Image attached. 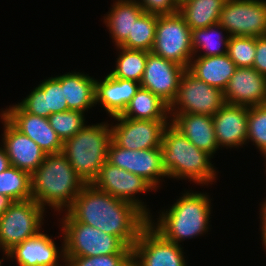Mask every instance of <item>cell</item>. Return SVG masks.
Returning <instances> with one entry per match:
<instances>
[{
    "instance_id": "cell-1",
    "label": "cell",
    "mask_w": 266,
    "mask_h": 266,
    "mask_svg": "<svg viewBox=\"0 0 266 266\" xmlns=\"http://www.w3.org/2000/svg\"><path fill=\"white\" fill-rule=\"evenodd\" d=\"M66 212L76 222L117 236L131 248L148 224V217L135 205L97 189L92 183L83 186Z\"/></svg>"
},
{
    "instance_id": "cell-2",
    "label": "cell",
    "mask_w": 266,
    "mask_h": 266,
    "mask_svg": "<svg viewBox=\"0 0 266 266\" xmlns=\"http://www.w3.org/2000/svg\"><path fill=\"white\" fill-rule=\"evenodd\" d=\"M184 192L168 209L160 210L156 215L158 218L154 219L153 215L148 218V224L155 231L178 245L187 239L206 235L212 226L209 223L213 212L209 193L191 189Z\"/></svg>"
},
{
    "instance_id": "cell-3",
    "label": "cell",
    "mask_w": 266,
    "mask_h": 266,
    "mask_svg": "<svg viewBox=\"0 0 266 266\" xmlns=\"http://www.w3.org/2000/svg\"><path fill=\"white\" fill-rule=\"evenodd\" d=\"M85 184L62 153L46 154L31 174L32 199L45 210L49 207L62 215L72 206Z\"/></svg>"
},
{
    "instance_id": "cell-4",
    "label": "cell",
    "mask_w": 266,
    "mask_h": 266,
    "mask_svg": "<svg viewBox=\"0 0 266 266\" xmlns=\"http://www.w3.org/2000/svg\"><path fill=\"white\" fill-rule=\"evenodd\" d=\"M161 152L162 166L169 179L188 180L201 186L217 182L213 157L197 148L171 122L164 130Z\"/></svg>"
},
{
    "instance_id": "cell-5",
    "label": "cell",
    "mask_w": 266,
    "mask_h": 266,
    "mask_svg": "<svg viewBox=\"0 0 266 266\" xmlns=\"http://www.w3.org/2000/svg\"><path fill=\"white\" fill-rule=\"evenodd\" d=\"M112 141L110 123L85 125L73 137L63 142L62 154L86 183H91L107 161Z\"/></svg>"
},
{
    "instance_id": "cell-6",
    "label": "cell",
    "mask_w": 266,
    "mask_h": 266,
    "mask_svg": "<svg viewBox=\"0 0 266 266\" xmlns=\"http://www.w3.org/2000/svg\"><path fill=\"white\" fill-rule=\"evenodd\" d=\"M64 213L59 218V227L64 236L65 257L132 255V248L117 236L76 222L67 212Z\"/></svg>"
},
{
    "instance_id": "cell-7",
    "label": "cell",
    "mask_w": 266,
    "mask_h": 266,
    "mask_svg": "<svg viewBox=\"0 0 266 266\" xmlns=\"http://www.w3.org/2000/svg\"><path fill=\"white\" fill-rule=\"evenodd\" d=\"M46 212L33 199L13 202L0 217V250L3 254L44 230Z\"/></svg>"
},
{
    "instance_id": "cell-8",
    "label": "cell",
    "mask_w": 266,
    "mask_h": 266,
    "mask_svg": "<svg viewBox=\"0 0 266 266\" xmlns=\"http://www.w3.org/2000/svg\"><path fill=\"white\" fill-rule=\"evenodd\" d=\"M151 52L188 68L193 58L191 29L179 12L158 15Z\"/></svg>"
},
{
    "instance_id": "cell-9",
    "label": "cell",
    "mask_w": 266,
    "mask_h": 266,
    "mask_svg": "<svg viewBox=\"0 0 266 266\" xmlns=\"http://www.w3.org/2000/svg\"><path fill=\"white\" fill-rule=\"evenodd\" d=\"M225 103L222 90L199 80L186 69L177 95L169 106V117L171 120L178 113L213 116Z\"/></svg>"
},
{
    "instance_id": "cell-10",
    "label": "cell",
    "mask_w": 266,
    "mask_h": 266,
    "mask_svg": "<svg viewBox=\"0 0 266 266\" xmlns=\"http://www.w3.org/2000/svg\"><path fill=\"white\" fill-rule=\"evenodd\" d=\"M97 189L102 190L117 199L127 201L139 208L148 218L153 214L147 207L146 201L137 194L157 192L143 177L112 165L108 161L100 168L97 177L91 182ZM137 195V196H135Z\"/></svg>"
},
{
    "instance_id": "cell-11",
    "label": "cell",
    "mask_w": 266,
    "mask_h": 266,
    "mask_svg": "<svg viewBox=\"0 0 266 266\" xmlns=\"http://www.w3.org/2000/svg\"><path fill=\"white\" fill-rule=\"evenodd\" d=\"M219 24L230 37L266 36V0H226Z\"/></svg>"
},
{
    "instance_id": "cell-12",
    "label": "cell",
    "mask_w": 266,
    "mask_h": 266,
    "mask_svg": "<svg viewBox=\"0 0 266 266\" xmlns=\"http://www.w3.org/2000/svg\"><path fill=\"white\" fill-rule=\"evenodd\" d=\"M183 249L147 224L132 247V266H188Z\"/></svg>"
},
{
    "instance_id": "cell-13",
    "label": "cell",
    "mask_w": 266,
    "mask_h": 266,
    "mask_svg": "<svg viewBox=\"0 0 266 266\" xmlns=\"http://www.w3.org/2000/svg\"><path fill=\"white\" fill-rule=\"evenodd\" d=\"M112 119H114L110 123L112 141L121 148L131 150L161 148L164 130L170 122V120L131 119L121 115Z\"/></svg>"
},
{
    "instance_id": "cell-14",
    "label": "cell",
    "mask_w": 266,
    "mask_h": 266,
    "mask_svg": "<svg viewBox=\"0 0 266 266\" xmlns=\"http://www.w3.org/2000/svg\"><path fill=\"white\" fill-rule=\"evenodd\" d=\"M107 161L114 166L143 177L156 190L160 189L162 182L165 181L164 178H168L162 166L161 148L131 150L121 148L111 141Z\"/></svg>"
},
{
    "instance_id": "cell-15",
    "label": "cell",
    "mask_w": 266,
    "mask_h": 266,
    "mask_svg": "<svg viewBox=\"0 0 266 266\" xmlns=\"http://www.w3.org/2000/svg\"><path fill=\"white\" fill-rule=\"evenodd\" d=\"M61 234L62 237H57L62 243L57 247L56 237L53 240V236L40 231L11 249L7 253L9 261H15L18 266H65L64 236Z\"/></svg>"
},
{
    "instance_id": "cell-16",
    "label": "cell",
    "mask_w": 266,
    "mask_h": 266,
    "mask_svg": "<svg viewBox=\"0 0 266 266\" xmlns=\"http://www.w3.org/2000/svg\"><path fill=\"white\" fill-rule=\"evenodd\" d=\"M185 71V67L153 52H147L145 71L140 85L170 106L177 95L179 83Z\"/></svg>"
},
{
    "instance_id": "cell-17",
    "label": "cell",
    "mask_w": 266,
    "mask_h": 266,
    "mask_svg": "<svg viewBox=\"0 0 266 266\" xmlns=\"http://www.w3.org/2000/svg\"><path fill=\"white\" fill-rule=\"evenodd\" d=\"M1 114L21 133L31 138L46 154L62 152L63 142L48 118L25 112L18 104L1 108Z\"/></svg>"
},
{
    "instance_id": "cell-18",
    "label": "cell",
    "mask_w": 266,
    "mask_h": 266,
    "mask_svg": "<svg viewBox=\"0 0 266 266\" xmlns=\"http://www.w3.org/2000/svg\"><path fill=\"white\" fill-rule=\"evenodd\" d=\"M3 133L0 145L6 151L11 166L30 175L44 161L46 153L31 138L16 129L0 112Z\"/></svg>"
},
{
    "instance_id": "cell-19",
    "label": "cell",
    "mask_w": 266,
    "mask_h": 266,
    "mask_svg": "<svg viewBox=\"0 0 266 266\" xmlns=\"http://www.w3.org/2000/svg\"><path fill=\"white\" fill-rule=\"evenodd\" d=\"M226 103L241 106L266 104V77L253 67H237L223 91Z\"/></svg>"
},
{
    "instance_id": "cell-20",
    "label": "cell",
    "mask_w": 266,
    "mask_h": 266,
    "mask_svg": "<svg viewBox=\"0 0 266 266\" xmlns=\"http://www.w3.org/2000/svg\"><path fill=\"white\" fill-rule=\"evenodd\" d=\"M17 104L28 113L48 118L53 113L68 110L64 97V74L46 77Z\"/></svg>"
},
{
    "instance_id": "cell-21",
    "label": "cell",
    "mask_w": 266,
    "mask_h": 266,
    "mask_svg": "<svg viewBox=\"0 0 266 266\" xmlns=\"http://www.w3.org/2000/svg\"><path fill=\"white\" fill-rule=\"evenodd\" d=\"M249 107L225 103L213 116L219 148H244L247 140Z\"/></svg>"
},
{
    "instance_id": "cell-22",
    "label": "cell",
    "mask_w": 266,
    "mask_h": 266,
    "mask_svg": "<svg viewBox=\"0 0 266 266\" xmlns=\"http://www.w3.org/2000/svg\"><path fill=\"white\" fill-rule=\"evenodd\" d=\"M140 87L136 81L114 78L107 73L102 80L95 81L96 105H101L110 119L121 115Z\"/></svg>"
},
{
    "instance_id": "cell-23",
    "label": "cell",
    "mask_w": 266,
    "mask_h": 266,
    "mask_svg": "<svg viewBox=\"0 0 266 266\" xmlns=\"http://www.w3.org/2000/svg\"><path fill=\"white\" fill-rule=\"evenodd\" d=\"M170 122L197 148L214 158L219 148L212 116L194 113H178Z\"/></svg>"
},
{
    "instance_id": "cell-24",
    "label": "cell",
    "mask_w": 266,
    "mask_h": 266,
    "mask_svg": "<svg viewBox=\"0 0 266 266\" xmlns=\"http://www.w3.org/2000/svg\"><path fill=\"white\" fill-rule=\"evenodd\" d=\"M114 1L107 14H104L103 22L114 46L118 47L127 40L129 33H132L135 21L144 11L136 0Z\"/></svg>"
},
{
    "instance_id": "cell-25",
    "label": "cell",
    "mask_w": 266,
    "mask_h": 266,
    "mask_svg": "<svg viewBox=\"0 0 266 266\" xmlns=\"http://www.w3.org/2000/svg\"><path fill=\"white\" fill-rule=\"evenodd\" d=\"M228 54L221 56H193L187 70L199 80L224 91L236 70Z\"/></svg>"
},
{
    "instance_id": "cell-26",
    "label": "cell",
    "mask_w": 266,
    "mask_h": 266,
    "mask_svg": "<svg viewBox=\"0 0 266 266\" xmlns=\"http://www.w3.org/2000/svg\"><path fill=\"white\" fill-rule=\"evenodd\" d=\"M95 81L93 76L83 71L64 74V97L68 110L86 113L96 107Z\"/></svg>"
},
{
    "instance_id": "cell-27",
    "label": "cell",
    "mask_w": 266,
    "mask_h": 266,
    "mask_svg": "<svg viewBox=\"0 0 266 266\" xmlns=\"http://www.w3.org/2000/svg\"><path fill=\"white\" fill-rule=\"evenodd\" d=\"M226 0H179V13L190 29L205 28L219 23Z\"/></svg>"
},
{
    "instance_id": "cell-28",
    "label": "cell",
    "mask_w": 266,
    "mask_h": 266,
    "mask_svg": "<svg viewBox=\"0 0 266 266\" xmlns=\"http://www.w3.org/2000/svg\"><path fill=\"white\" fill-rule=\"evenodd\" d=\"M229 38L228 31L219 23L205 28L192 29L191 46L193 56L209 57L225 55L228 53Z\"/></svg>"
},
{
    "instance_id": "cell-29",
    "label": "cell",
    "mask_w": 266,
    "mask_h": 266,
    "mask_svg": "<svg viewBox=\"0 0 266 266\" xmlns=\"http://www.w3.org/2000/svg\"><path fill=\"white\" fill-rule=\"evenodd\" d=\"M122 117L141 120H170L169 106L150 90L139 88Z\"/></svg>"
},
{
    "instance_id": "cell-30",
    "label": "cell",
    "mask_w": 266,
    "mask_h": 266,
    "mask_svg": "<svg viewBox=\"0 0 266 266\" xmlns=\"http://www.w3.org/2000/svg\"><path fill=\"white\" fill-rule=\"evenodd\" d=\"M115 68L110 71L114 78L141 82L147 61V51L118 46Z\"/></svg>"
},
{
    "instance_id": "cell-31",
    "label": "cell",
    "mask_w": 266,
    "mask_h": 266,
    "mask_svg": "<svg viewBox=\"0 0 266 266\" xmlns=\"http://www.w3.org/2000/svg\"><path fill=\"white\" fill-rule=\"evenodd\" d=\"M0 194L14 202L32 199L31 175L14 166L0 173Z\"/></svg>"
},
{
    "instance_id": "cell-32",
    "label": "cell",
    "mask_w": 266,
    "mask_h": 266,
    "mask_svg": "<svg viewBox=\"0 0 266 266\" xmlns=\"http://www.w3.org/2000/svg\"><path fill=\"white\" fill-rule=\"evenodd\" d=\"M157 17V14L144 12L135 21L132 33H129L121 47L151 52L155 40Z\"/></svg>"
},
{
    "instance_id": "cell-33",
    "label": "cell",
    "mask_w": 266,
    "mask_h": 266,
    "mask_svg": "<svg viewBox=\"0 0 266 266\" xmlns=\"http://www.w3.org/2000/svg\"><path fill=\"white\" fill-rule=\"evenodd\" d=\"M85 113L73 110L53 113L48 117L50 126L57 133L62 142L73 137L88 121Z\"/></svg>"
},
{
    "instance_id": "cell-34",
    "label": "cell",
    "mask_w": 266,
    "mask_h": 266,
    "mask_svg": "<svg viewBox=\"0 0 266 266\" xmlns=\"http://www.w3.org/2000/svg\"><path fill=\"white\" fill-rule=\"evenodd\" d=\"M252 142L258 152H266V104L249 107L246 146Z\"/></svg>"
},
{
    "instance_id": "cell-35",
    "label": "cell",
    "mask_w": 266,
    "mask_h": 266,
    "mask_svg": "<svg viewBox=\"0 0 266 266\" xmlns=\"http://www.w3.org/2000/svg\"><path fill=\"white\" fill-rule=\"evenodd\" d=\"M227 54L236 67H253L256 55V37H230Z\"/></svg>"
},
{
    "instance_id": "cell-36",
    "label": "cell",
    "mask_w": 266,
    "mask_h": 266,
    "mask_svg": "<svg viewBox=\"0 0 266 266\" xmlns=\"http://www.w3.org/2000/svg\"><path fill=\"white\" fill-rule=\"evenodd\" d=\"M65 266H132V255L65 257Z\"/></svg>"
},
{
    "instance_id": "cell-37",
    "label": "cell",
    "mask_w": 266,
    "mask_h": 266,
    "mask_svg": "<svg viewBox=\"0 0 266 266\" xmlns=\"http://www.w3.org/2000/svg\"><path fill=\"white\" fill-rule=\"evenodd\" d=\"M144 12L165 15L179 12V0H136Z\"/></svg>"
},
{
    "instance_id": "cell-38",
    "label": "cell",
    "mask_w": 266,
    "mask_h": 266,
    "mask_svg": "<svg viewBox=\"0 0 266 266\" xmlns=\"http://www.w3.org/2000/svg\"><path fill=\"white\" fill-rule=\"evenodd\" d=\"M253 68L266 77V36L256 37V55Z\"/></svg>"
},
{
    "instance_id": "cell-39",
    "label": "cell",
    "mask_w": 266,
    "mask_h": 266,
    "mask_svg": "<svg viewBox=\"0 0 266 266\" xmlns=\"http://www.w3.org/2000/svg\"><path fill=\"white\" fill-rule=\"evenodd\" d=\"M261 204L259 208V218H260V227L259 229L260 230V236H261V241H262V246H263V249L265 250L266 252V197L264 198V201L260 202Z\"/></svg>"
},
{
    "instance_id": "cell-40",
    "label": "cell",
    "mask_w": 266,
    "mask_h": 266,
    "mask_svg": "<svg viewBox=\"0 0 266 266\" xmlns=\"http://www.w3.org/2000/svg\"><path fill=\"white\" fill-rule=\"evenodd\" d=\"M10 161L3 146H0V173L10 167Z\"/></svg>"
},
{
    "instance_id": "cell-41",
    "label": "cell",
    "mask_w": 266,
    "mask_h": 266,
    "mask_svg": "<svg viewBox=\"0 0 266 266\" xmlns=\"http://www.w3.org/2000/svg\"><path fill=\"white\" fill-rule=\"evenodd\" d=\"M14 201L8 196L0 194V217L12 205Z\"/></svg>"
},
{
    "instance_id": "cell-42",
    "label": "cell",
    "mask_w": 266,
    "mask_h": 266,
    "mask_svg": "<svg viewBox=\"0 0 266 266\" xmlns=\"http://www.w3.org/2000/svg\"><path fill=\"white\" fill-rule=\"evenodd\" d=\"M3 255H5V256H3V258L0 259V266H3L2 263H3L6 259H7V260L9 259V257H8L7 254H3ZM4 257H5L6 259H5Z\"/></svg>"
},
{
    "instance_id": "cell-43",
    "label": "cell",
    "mask_w": 266,
    "mask_h": 266,
    "mask_svg": "<svg viewBox=\"0 0 266 266\" xmlns=\"http://www.w3.org/2000/svg\"><path fill=\"white\" fill-rule=\"evenodd\" d=\"M263 158L265 159L264 162L266 161V152L262 155ZM264 165L266 166V162L264 163ZM265 172H266V168H265Z\"/></svg>"
}]
</instances>
